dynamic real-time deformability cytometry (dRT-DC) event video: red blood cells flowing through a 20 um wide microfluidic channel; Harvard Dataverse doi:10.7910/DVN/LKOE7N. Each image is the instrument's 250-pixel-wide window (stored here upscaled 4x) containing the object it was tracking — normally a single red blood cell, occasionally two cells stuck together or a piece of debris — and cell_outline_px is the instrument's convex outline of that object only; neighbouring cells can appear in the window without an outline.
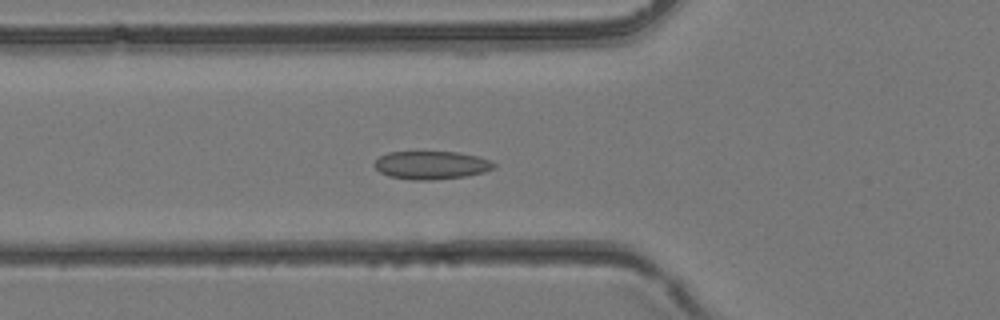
{"species": "common noctule bat (a hibernating species)", "species_latin": "Nyctalus noctula", "temperature_condition": "room temperature", "stored_images_in_passage": 31, "camera_frame_rate_fps": 3000, "um_per_image_px": 0.085, "animal": {"sex": "female", "body_mass_g": 24.6, "forearm_length_mm": 56.2}, "frame": {"image": 1, "passage_image": 8, "time_ms": 2.333, "image_size_px": [1000, 320], "cell_outline_px": [[496, 168], [484, 172], [464, 176], [432, 180], [412, 180], [388, 176], [380, 172], [372, 164], [380, 156], [388, 152], [460, 152], [480, 156], [496, 164]], "centroid_in_image_um": [36.67, 14.03], "position_along_channel_um": 89.1, "area_um2": 19.71}}
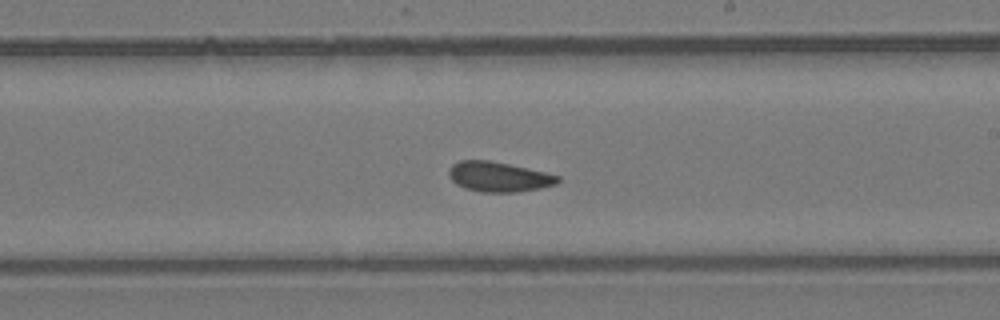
{"frame": {"image": 2, "passage_image": 17, "time_ms": 5.333, "image_size_px": [1000, 320], "cell_outline_px": [[560, 180], [556, 184], [540, 188], [516, 192], [480, 192], [464, 188], [456, 184], [452, 180], [448, 172], [452, 164], [460, 160], [488, 160], [508, 164], [544, 172], [560, 176]], "centroid_in_image_um": [42.37, 15.03], "position_along_channel_um": 246.6, "area_um2": 18.9}}
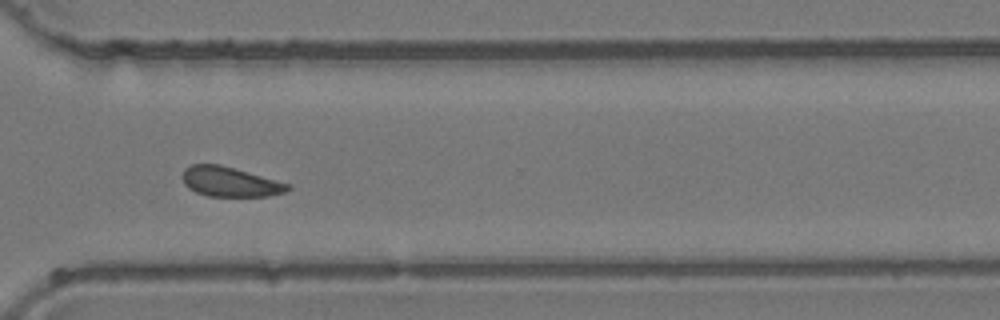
{"frame": {"image": 3, "passage_image": 23, "time_ms": 7.333, "image_size_px": [1000, 320], "cell_outline_px": [[292, 188], [284, 192], [268, 196], [208, 196], [196, 192], [188, 188], [184, 184], [184, 168], [192, 164], [220, 164], [292, 184]], "centroid_in_image_um": [19.58, 15.45], "position_along_channel_um": 351.0, "area_um2": 18.26}}